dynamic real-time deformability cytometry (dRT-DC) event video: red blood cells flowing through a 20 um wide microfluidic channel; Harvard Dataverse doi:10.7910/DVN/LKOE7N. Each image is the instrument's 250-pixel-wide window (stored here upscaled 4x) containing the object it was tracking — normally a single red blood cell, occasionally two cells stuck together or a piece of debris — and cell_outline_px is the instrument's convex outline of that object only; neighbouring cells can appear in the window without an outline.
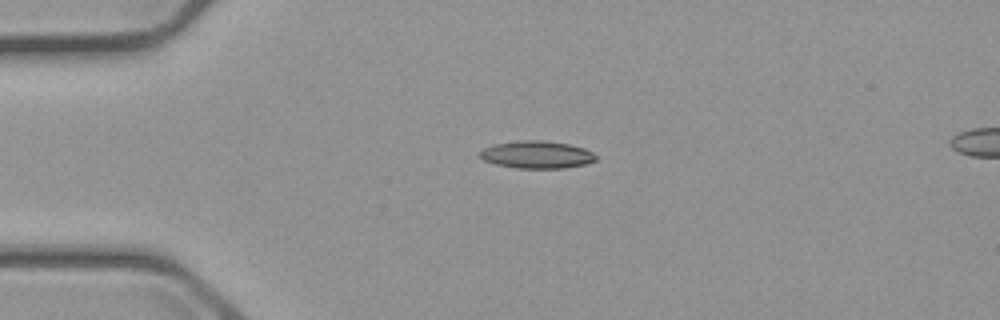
{"species": "common noctule bat (a hibernating species)", "species_latin": "Nyctalus noctula", "temperature_condition": "cold", "stored_images_in_passage": 4, "segment_of_instrument_passage": [1, 2], "camera_frame_rate_fps": 3000, "um_per_image_px": 0.085, "animal": {"sex": "male", "body_mass_g": 23.1, "forearm_length_mm": 52.7}, "frame": {"image": 1, "passage_image": 3, "time_ms": 3.0, "image_size_px": [1000, 320], "cell_outline_px": [[596, 160], [584, 164], [564, 168], [516, 168], [496, 164], [484, 160], [480, 156], [480, 152], [484, 148], [496, 144], [520, 140], [544, 140], [568, 144], [584, 148], [592, 152], [596, 156]], "centroid_in_image_um": [45.64, 13.14], "position_along_channel_um": 39.4, "area_um2": 18.38}}